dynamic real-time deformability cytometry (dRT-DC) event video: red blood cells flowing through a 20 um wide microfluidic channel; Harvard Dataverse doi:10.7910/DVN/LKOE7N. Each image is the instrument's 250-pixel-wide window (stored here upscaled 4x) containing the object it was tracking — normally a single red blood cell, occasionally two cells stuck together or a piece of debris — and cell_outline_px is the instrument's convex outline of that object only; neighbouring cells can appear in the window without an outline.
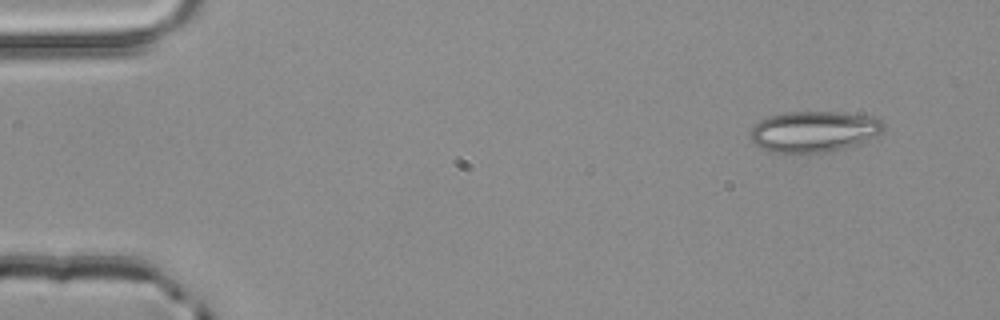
{"species": "common noctule bat (a hibernating species)", "species_latin": "Nyctalus noctula", "temperature_condition": "room temperature", "stored_images_in_passage": 3, "camera_frame_rate_fps": 3000, "um_per_image_px": 0.085, "animal": {"sex": "male", "body_mass_g": 20.4}, "frame": {"image": 1, "passage_image": 1, "time_ms": 0.0, "image_size_px": [1000, 320], "cell_outline_px": [[884, 132], [868, 140], [856, 144], [824, 152], [768, 152], [760, 148], [752, 140], [748, 132], [760, 120], [768, 116], [788, 112], [836, 112], [876, 116], [884, 120]], "centroid_in_image_um": [69.21, 11.16], "position_along_channel_um": 15.8, "area_um2": 31.85}}